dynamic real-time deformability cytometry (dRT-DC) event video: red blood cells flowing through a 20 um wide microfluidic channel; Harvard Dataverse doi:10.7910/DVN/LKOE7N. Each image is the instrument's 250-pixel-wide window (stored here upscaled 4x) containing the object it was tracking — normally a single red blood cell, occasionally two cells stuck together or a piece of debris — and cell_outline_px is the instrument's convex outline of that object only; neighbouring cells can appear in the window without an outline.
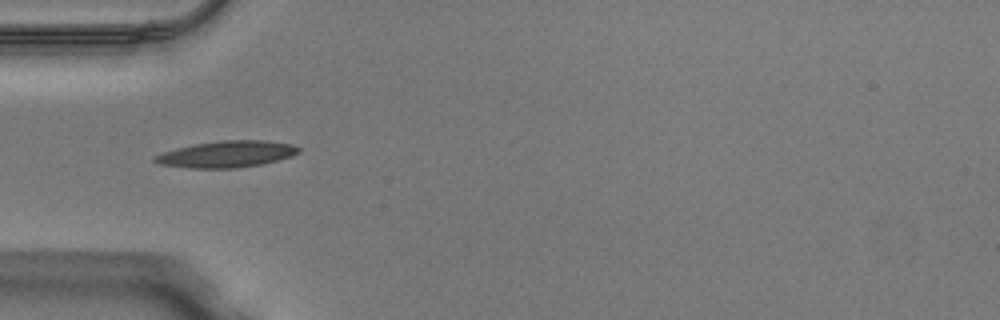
{"species": "Egyptian fruit bat (a non-hibernating species)", "species_latin": "Rousettus aegyptiacus", "temperature_condition": "warm", "stored_images_in_passage": 35, "camera_frame_rate_fps": 3000, "um_per_image_px": 0.085, "animal": {"sex": "male"}, "frame": {"image": 1, "passage_image": 1, "time_ms": 0.0, "image_size_px": [1000, 320], "cell_outline_px": [[300, 152], [292, 156], [260, 164], [236, 168], [192, 168], [160, 164], [152, 160], [156, 156], [164, 152], [176, 148], [196, 144], [220, 140], [264, 140], [292, 144], [300, 148]], "centroid_in_image_um": [19.3, 13.09], "position_along_channel_um": 65.7, "area_um2": 21.96}}
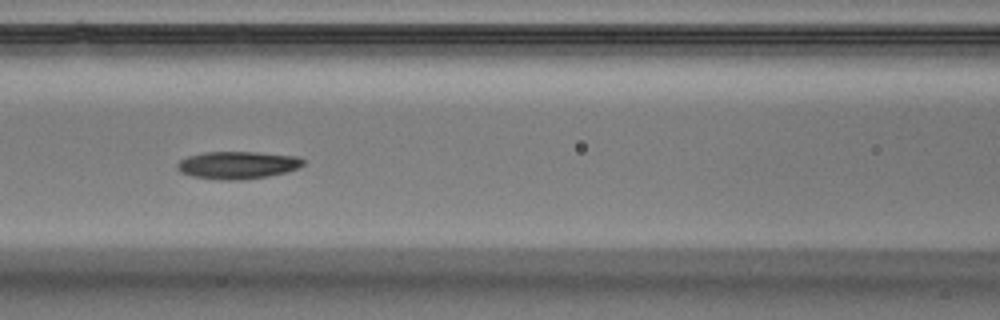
{"frame": {"image": 2, "passage_image": 7, "time_ms": 2.0, "image_size_px": [1000, 320], "cell_outline_px": [[304, 164], [296, 168], [284, 172], [268, 176], [240, 180], [220, 180], [192, 176], [180, 172], [176, 168], [176, 164], [180, 160], [188, 156], [208, 152], [256, 152], [296, 156], [304, 160]], "centroid_in_image_um": [20.15, 14.03], "position_along_channel_um": 146.4, "area_um2": 20.06}}
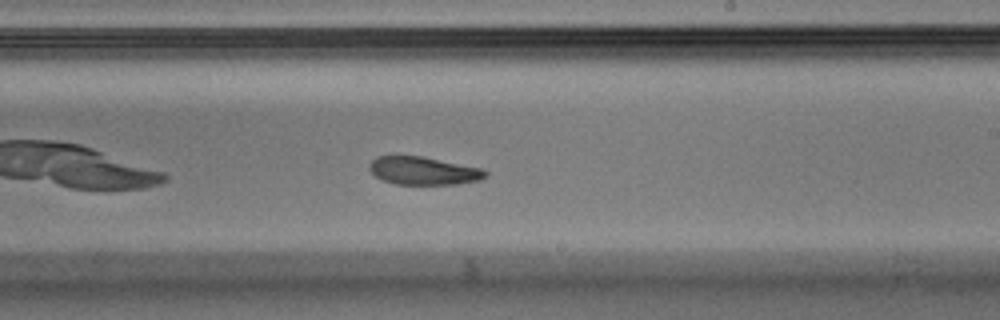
{"frame": {"image": 3, "passage_image": 15, "time_ms": 4.667, "image_size_px": [1000, 320], "cell_outline_px": [[488, 176], [480, 180], [456, 184], [396, 184], [380, 180], [368, 168], [368, 164], [376, 156], [424, 156], [484, 168], [488, 172]], "centroid_in_image_um": [36.02, 14.51], "position_along_channel_um": 253.0, "area_um2": 19.25}, "authors_computed_cell_mechanics": {"area_um2": 20.0566, "velocity_mm_per_s": 4.0175, "shape_relaxation_time_tau1_ms": 2.4543, "shape_relaxation_time_tau2_ms": null, "deformation_change_tau1": 0.1301, "deformation_change_tau2": null}}